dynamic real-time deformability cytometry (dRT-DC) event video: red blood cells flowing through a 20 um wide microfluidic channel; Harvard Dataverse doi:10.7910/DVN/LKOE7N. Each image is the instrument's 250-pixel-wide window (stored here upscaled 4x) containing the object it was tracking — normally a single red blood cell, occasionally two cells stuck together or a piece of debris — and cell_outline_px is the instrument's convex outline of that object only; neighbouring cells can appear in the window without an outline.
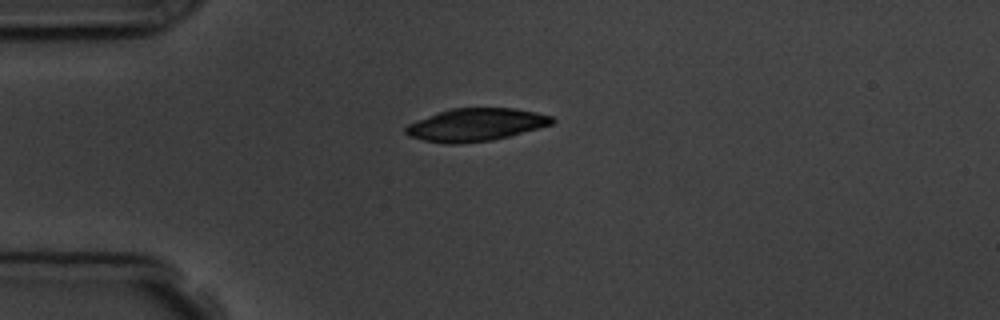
{"species": "common noctule bat (a hibernating species)", "species_latin": "Nyctalus noctula", "temperature_condition": "room temperature", "stored_images_in_passage": 5, "camera_frame_rate_fps": 3000, "um_per_image_px": 0.085, "animal": {"sex": "male", "body_mass_g": 19.5, "forearm_length_mm": 54.6}, "frame": {"image": 1, "passage_image": 1, "time_ms": 0.0, "image_size_px": [1000, 320], "cell_outline_px": [[556, 120], [552, 124], [508, 136], [492, 140], [460, 144], [448, 144], [424, 140], [408, 136], [404, 132], [404, 128], [408, 124], [416, 120], [452, 108], [516, 108], [536, 112], [552, 116]], "centroid_in_image_um": [40.43, 10.6], "position_along_channel_um": 44.6, "area_um2": 27.8}}